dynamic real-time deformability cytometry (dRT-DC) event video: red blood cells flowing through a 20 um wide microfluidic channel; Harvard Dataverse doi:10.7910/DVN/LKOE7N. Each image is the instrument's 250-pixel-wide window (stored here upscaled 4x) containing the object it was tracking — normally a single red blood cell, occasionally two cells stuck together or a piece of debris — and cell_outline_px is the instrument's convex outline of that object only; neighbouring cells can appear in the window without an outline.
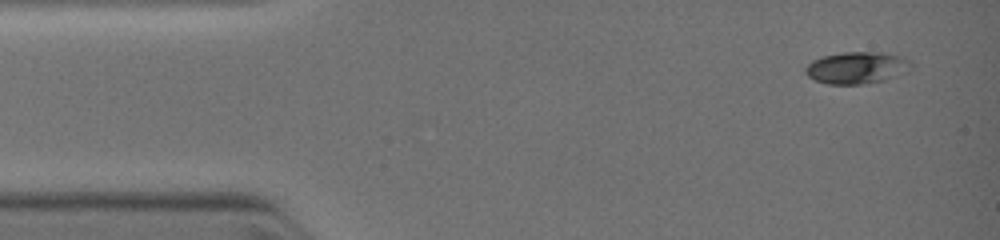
{"species": "common noctule bat (a hibernating species)", "species_latin": "Nyctalus noctula", "temperature_condition": "warm", "stored_images_in_passage": 7, "camera_frame_rate_fps": 3000, "um_per_image_px": 0.085, "animal": {"sex": "female", "body_mass_g": 19.0, "forearm_length_mm": 51.5}, "frame": {"image": 1, "passage_image": 1, "time_ms": 0.0, "image_size_px": [1000, 240], "cell_outline_px": [[912, 68], [904, 72], [884, 80], [860, 84], [828, 84], [816, 80], [808, 76], [804, 72], [804, 68], [812, 60], [824, 56], [840, 52], [884, 52], [904, 56], [912, 64]], "centroid_in_image_um": [72.82, 5.74], "position_along_channel_um": 12.2, "area_um2": 19.65}}
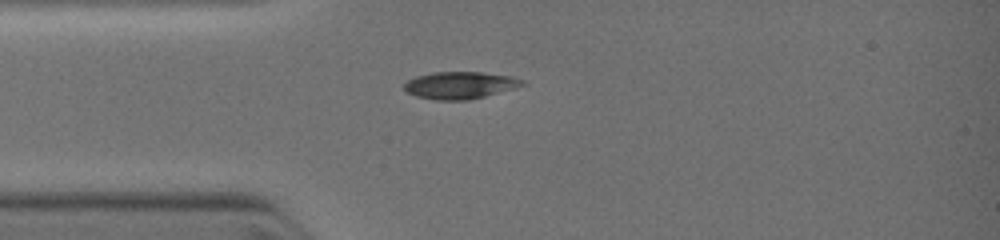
{"frame": {"image": 2, "passage_image": 4, "time_ms": 2.333, "image_size_px": [1000, 240], "cell_outline_px": [[528, 84], [516, 88], [468, 100], [436, 100], [416, 96], [404, 92], [404, 84], [408, 80], [416, 76], [432, 72], [480, 72], [512, 76], [524, 80]], "centroid_in_image_um": [39.11, 7.24], "position_along_channel_um": 45.9, "area_um2": 18.84}}
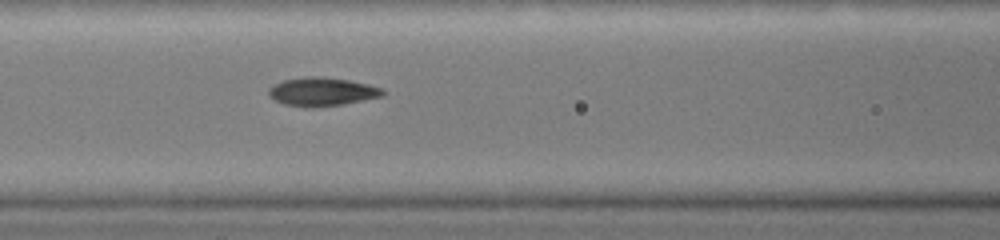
{"frame": {"image": 3, "passage_image": 7, "time_ms": 4.333, "image_size_px": [1000, 240], "cell_outline_px": [[388, 92], [384, 96], [344, 104], [316, 108], [308, 108], [284, 104], [268, 96], [268, 88], [284, 80], [312, 76], [316, 76], [348, 80], [368, 84], [384, 88]], "centroid_in_image_um": [27.42, 7.81], "position_along_channel_um": 139.2, "area_um2": 19.13}}